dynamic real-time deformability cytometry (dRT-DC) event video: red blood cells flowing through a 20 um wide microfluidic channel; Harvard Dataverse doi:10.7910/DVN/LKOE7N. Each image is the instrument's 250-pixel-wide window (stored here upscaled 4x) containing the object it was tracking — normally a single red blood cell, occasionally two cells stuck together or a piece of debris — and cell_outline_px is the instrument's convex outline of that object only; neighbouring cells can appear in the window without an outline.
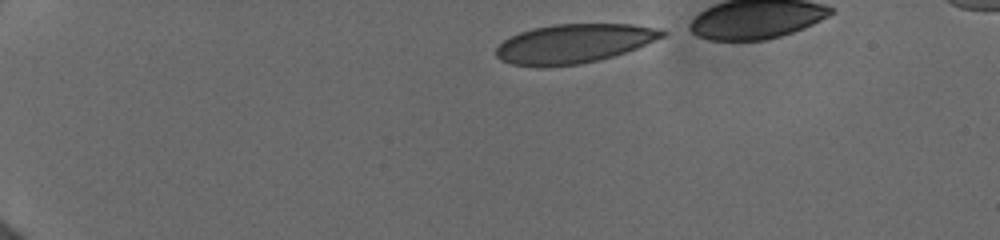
{"species": "human", "species_latin": "Homo sapiens", "temperature_condition": "cold", "stored_images_in_passage": 39, "camera_frame_rate_fps": 3000, "um_per_image_px": 0.085, "donor": {"sex": "female"}, "frame": {"image": 1, "passage_image": 1, "time_ms": 0.0, "image_size_px": [1000, 240], "cell_outline_px": [[668, 32], [664, 36], [636, 48], [612, 56], [580, 64], [512, 64], [500, 60], [496, 56], [496, 48], [504, 40], [520, 32], [532, 28], [552, 24], [632, 24], [660, 28]], "centroid_in_image_um": [48.82, 3.66], "position_along_channel_um": 36.2, "area_um2": 36.93}}
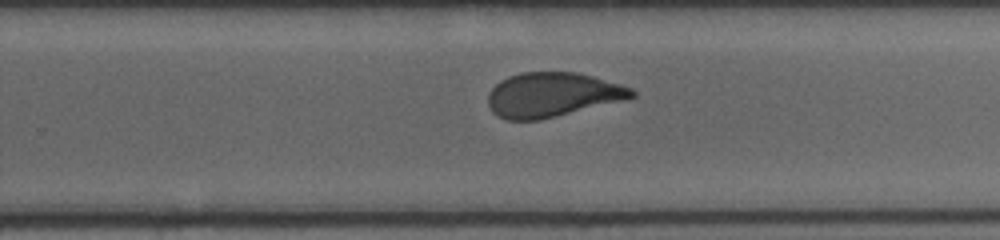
{"frame": {"image": 2, "passage_image": 23, "time_ms": 8.333, "image_size_px": [1000, 240], "cell_outline_px": [[636, 96], [540, 120], [508, 120], [496, 116], [492, 112], [488, 104], [488, 92], [500, 80], [508, 76], [520, 72], [576, 72], [592, 76], [620, 84], [632, 88], [636, 92]], "centroid_in_image_um": [46.88, 8.04], "position_along_channel_um": 282.9, "area_um2": 36.99}}
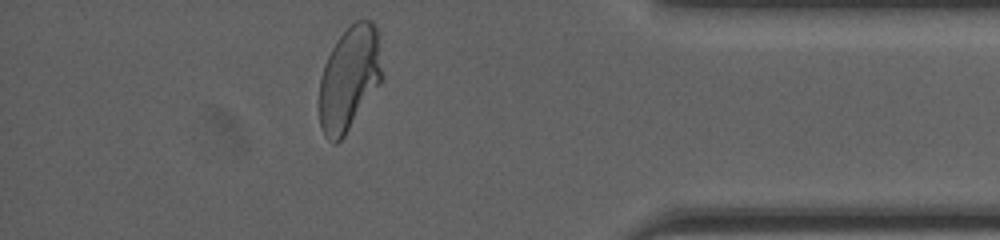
{"frame": {"image": 3, "passage_image": 36, "time_ms": 12.0, "image_size_px": [1000, 240], "cell_outline_px": [[380, 84], [344, 136], [336, 144], [332, 144], [324, 136], [320, 128], [320, 76], [324, 64], [336, 40], [356, 20], [372, 20], [376, 28], [380, 68]], "centroid_in_image_um": [29.64, 6.71], "position_along_channel_um": 405.6, "area_um2": 37.51}}